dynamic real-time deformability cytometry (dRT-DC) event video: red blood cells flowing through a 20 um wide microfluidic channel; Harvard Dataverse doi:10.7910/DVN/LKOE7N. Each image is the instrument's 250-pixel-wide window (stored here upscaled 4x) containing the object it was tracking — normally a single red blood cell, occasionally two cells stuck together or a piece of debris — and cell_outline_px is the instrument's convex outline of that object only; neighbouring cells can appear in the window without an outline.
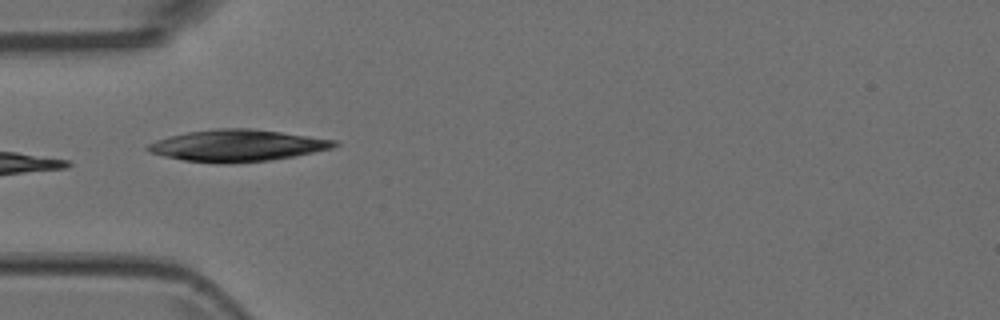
{"species": "Egyptian fruit bat (a non-hibernating species)", "species_latin": "Rousettus aegyptiacus", "temperature_condition": "room temperature", "stored_images_in_passage": 6, "camera_frame_rate_fps": 3000, "um_per_image_px": 0.085, "animal": {"sex": "female"}, "frame": {"image": 1, "passage_image": 5, "time_ms": 1.333, "image_size_px": [1000, 320], "cell_outline_px": [[340, 144], [332, 148], [272, 160], [220, 164], [184, 160], [164, 156], [152, 152], [144, 148], [148, 144], [156, 140], [168, 136], [188, 132], [216, 128], [252, 128], [336, 140]], "centroid_in_image_um": [20.14, 12.37], "position_along_channel_um": 64.9, "area_um2": 34.28}}
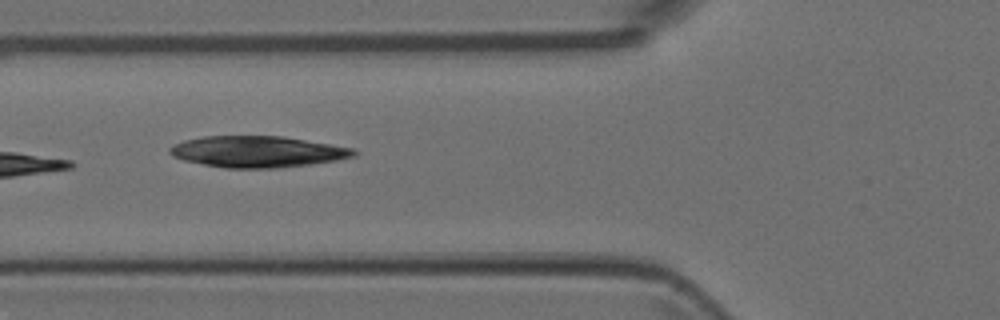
{"frame": {"image": 2, "passage_image": 6, "time_ms": 1.667, "image_size_px": [1000, 320], "cell_outline_px": [[360, 152], [356, 156], [336, 160], [308, 164], [276, 168], [224, 168], [184, 160], [172, 156], [168, 152], [168, 148], [172, 144], [184, 140], [204, 136], [280, 136], [356, 148]], "centroid_in_image_um": [21.89, 12.89], "position_along_channel_um": 103.9, "area_um2": 33.64}}